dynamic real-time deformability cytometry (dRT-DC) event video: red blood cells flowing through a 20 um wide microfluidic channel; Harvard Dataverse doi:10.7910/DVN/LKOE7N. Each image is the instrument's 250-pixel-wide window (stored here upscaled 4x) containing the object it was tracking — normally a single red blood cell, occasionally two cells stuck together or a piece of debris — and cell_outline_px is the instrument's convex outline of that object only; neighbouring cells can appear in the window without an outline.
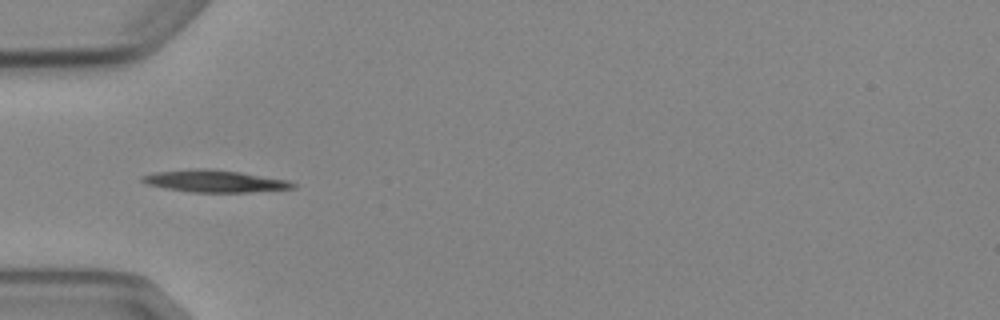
{"species": "Egyptian fruit bat (a non-hibernating species)", "species_latin": "Rousettus aegyptiacus", "temperature_condition": "cold", "stored_images_in_passage": 6, "camera_frame_rate_fps": 3000, "um_per_image_px": 0.085, "animal": {"sex": "female"}, "frame": {"image": 1, "passage_image": 4, "time_ms": 4.333, "image_size_px": [1000, 320], "cell_outline_px": [[296, 188], [248, 192], [192, 192], [164, 188], [148, 184], [140, 180], [140, 176], [152, 172], [196, 168], [212, 168], [240, 172], [288, 180], [296, 184]], "centroid_in_image_um": [18.22, 15.38], "position_along_channel_um": 66.8, "area_um2": 19.54}}
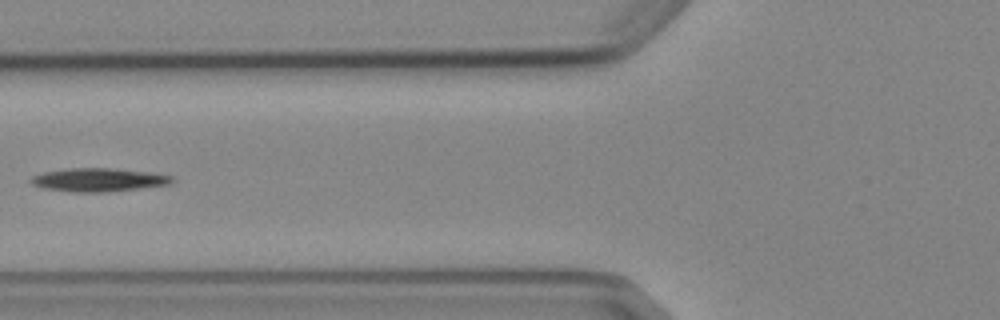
{"frame": {"image": 2, "passage_image": 5, "time_ms": 5.667, "image_size_px": [1000, 320], "cell_outline_px": [[176, 180], [172, 184], [104, 192], [76, 192], [44, 188], [32, 184], [28, 180], [32, 176], [44, 172], [68, 168], [112, 168], [152, 172], [172, 176]], "centroid_in_image_um": [8.4, 15.27], "position_along_channel_um": 117.4, "area_um2": 19.25}}